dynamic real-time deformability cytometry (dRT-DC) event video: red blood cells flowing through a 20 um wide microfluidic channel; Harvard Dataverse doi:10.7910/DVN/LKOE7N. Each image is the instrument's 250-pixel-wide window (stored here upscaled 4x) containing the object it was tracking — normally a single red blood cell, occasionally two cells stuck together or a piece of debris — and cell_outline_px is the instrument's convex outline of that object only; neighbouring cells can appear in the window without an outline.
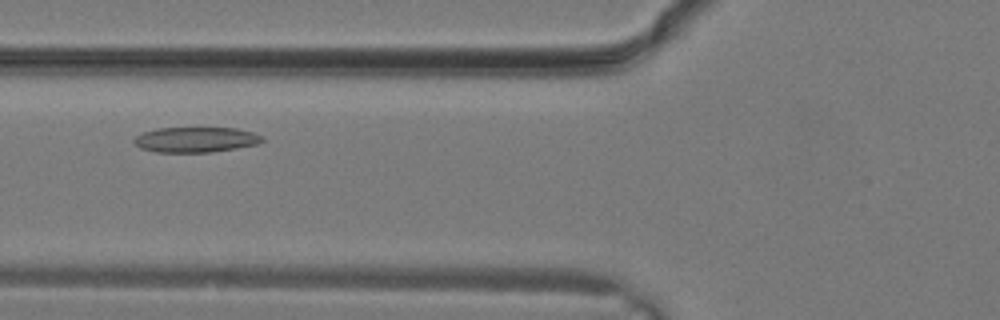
{"species": "common noctule bat (a hibernating species)", "species_latin": "Nyctalus noctula", "temperature_condition": "warm", "stored_images_in_passage": 8, "camera_frame_rate_fps": 3000, "um_per_image_px": 0.085, "animal": {"sex": "male", "body_mass_g": 19.2, "forearm_length_mm": 51.8}, "frame": {"image": 1, "passage_image": 3, "time_ms": 0.667, "image_size_px": [1000, 320], "cell_outline_px": [[264, 140], [256, 144], [236, 148], [212, 152], [156, 152], [140, 148], [132, 140], [136, 136], [144, 132], [156, 128], [236, 128], [252, 132], [264, 136]], "centroid_in_image_um": [16.64, 11.87], "position_along_channel_um": 109.2, "area_um2": 18.84}}
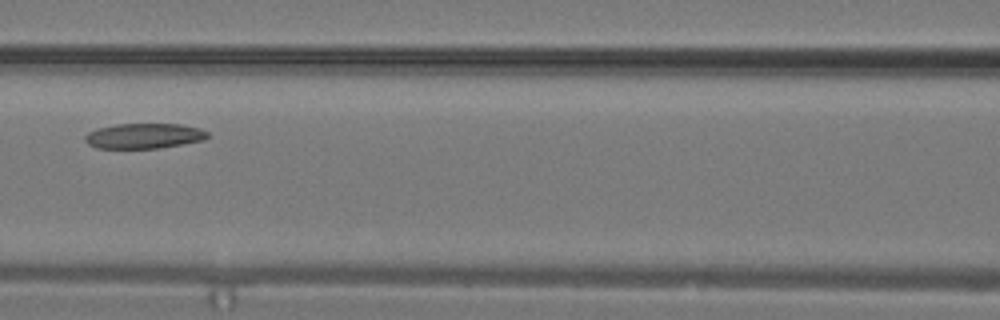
{"frame": {"image": 2, "passage_image": 5, "time_ms": 1.333, "image_size_px": [1000, 320], "cell_outline_px": [[208, 136], [204, 140], [160, 148], [96, 148], [88, 144], [84, 140], [84, 136], [88, 132], [96, 128], [116, 124], [180, 124], [200, 128], [208, 132]], "centroid_in_image_um": [12.22, 11.55], "position_along_channel_um": 154.4, "area_um2": 18.09}}
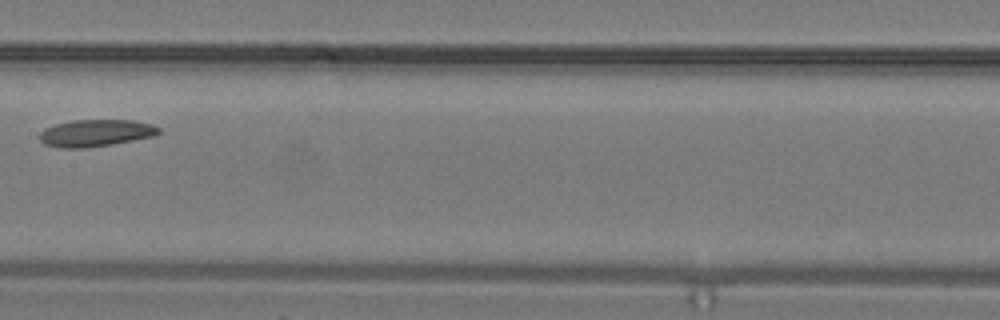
{"frame": {"image": 3, "passage_image": 7, "time_ms": 2.0, "image_size_px": [1000, 320], "cell_outline_px": [[160, 132], [152, 136], [112, 144], [84, 148], [60, 148], [44, 144], [40, 140], [40, 132], [44, 128], [56, 124], [72, 120], [132, 120], [152, 124], [160, 128]], "centroid_in_image_um": [8.1, 11.3], "position_along_channel_um": 199.3, "area_um2": 18.67}}